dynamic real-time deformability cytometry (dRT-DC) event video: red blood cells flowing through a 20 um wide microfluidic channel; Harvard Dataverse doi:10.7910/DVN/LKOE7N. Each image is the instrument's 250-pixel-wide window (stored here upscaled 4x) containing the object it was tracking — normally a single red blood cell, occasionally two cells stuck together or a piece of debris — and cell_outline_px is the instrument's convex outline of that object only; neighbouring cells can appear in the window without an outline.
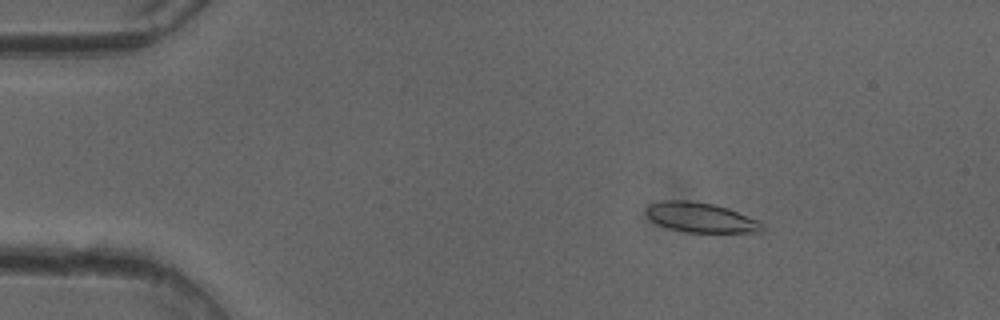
{"species": "common noctule bat (a hibernating species)", "species_latin": "Nyctalus noctula", "temperature_condition": "cold", "stored_images_in_passage": 51, "camera_frame_rate_fps": 3000, "um_per_image_px": 0.085, "animal": {"sex": "female"}, "frame": {"image": 1, "passage_image": 8, "time_ms": 2.333, "image_size_px": [1000, 320], "cell_outline_px": [[764, 232], [684, 232], [668, 228], [652, 220], [644, 212], [648, 204], [660, 200], [688, 200], [712, 204], [728, 208], [760, 220], [764, 224]], "centroid_in_image_um": [59.58, 18.48], "position_along_channel_um": 25.4, "area_um2": 20.35}}
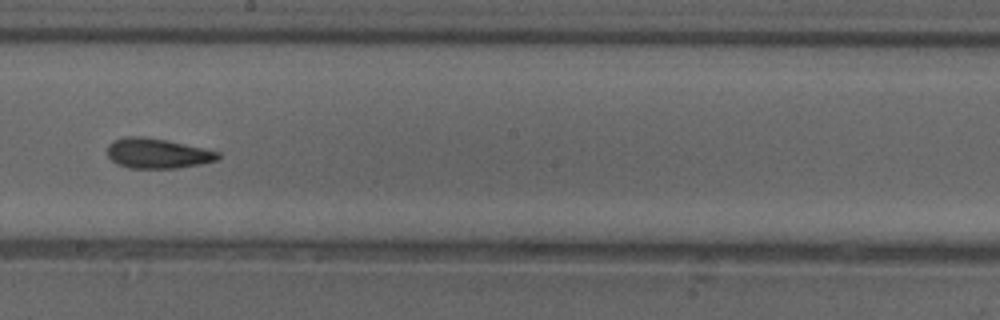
{"frame": {"image": 2, "passage_image": 29, "time_ms": 9.333, "image_size_px": [1000, 320], "cell_outline_px": [[220, 156], [216, 160], [200, 164], [176, 168], [128, 168], [116, 164], [108, 156], [108, 144], [112, 140], [124, 136], [144, 136], [204, 148], [220, 152]], "centroid_in_image_um": [13.34, 13.03], "position_along_channel_um": 234.9, "area_um2": 19.36}}
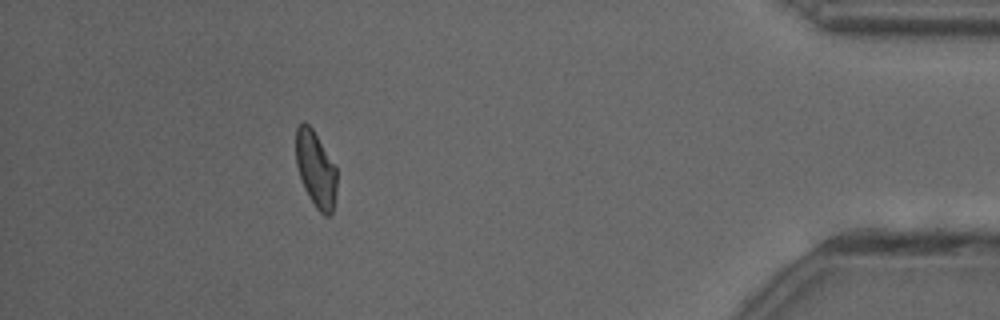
{"frame": {"image": 3, "passage_image": 46, "time_ms": 15.0, "image_size_px": [1000, 320], "cell_outline_px": [[336, 192], [332, 212], [328, 216], [324, 216], [316, 208], [308, 196], [304, 188], [296, 164], [296, 128], [304, 120], [312, 128], [336, 168]], "centroid_in_image_um": [26.82, 14.39], "position_along_channel_um": 408.4, "area_um2": 17.92}, "authors_computed_cell_mechanics": {"area_um2": 19.4208, "velocity_mm_per_s": 4.0332, "shape_relaxation_time_tau1_ms": 10.6798, "shape_relaxation_time_tau2_ms": 2.2167, "deformation_change_tau1": 0.2334, "deformation_change_tau2": 0.0965}}